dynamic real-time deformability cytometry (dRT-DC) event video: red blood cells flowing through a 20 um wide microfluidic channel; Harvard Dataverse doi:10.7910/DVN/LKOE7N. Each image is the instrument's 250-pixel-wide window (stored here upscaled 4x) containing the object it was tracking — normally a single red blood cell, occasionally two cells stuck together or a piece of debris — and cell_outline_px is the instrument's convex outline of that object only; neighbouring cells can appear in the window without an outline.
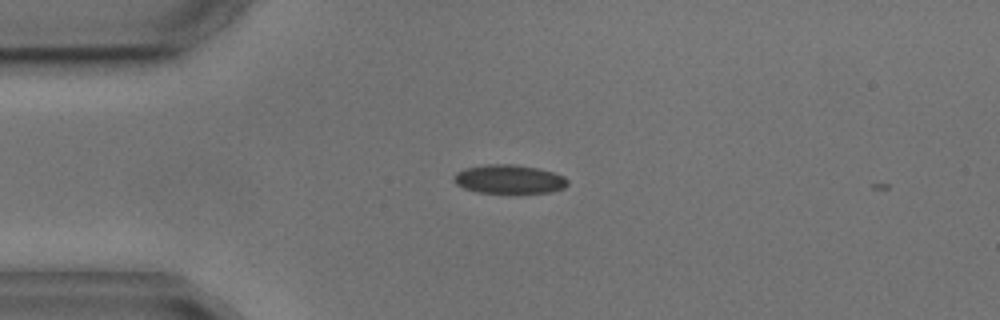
{"species": "common noctule bat (a hibernating species)", "species_latin": "Nyctalus noctula", "temperature_condition": "cold", "stored_images_in_passage": 4, "camera_frame_rate_fps": 3000, "um_per_image_px": 0.085, "animal": {"sex": "male", "body_mass_g": 17.9, "forearm_length_mm": 54.2}, "frame": {"image": 1, "passage_image": 1, "time_ms": 0.0, "image_size_px": [1000, 320], "cell_outline_px": [[568, 184], [564, 188], [552, 192], [476, 192], [464, 188], [456, 184], [452, 180], [452, 176], [456, 172], [464, 168], [488, 164], [512, 164], [536, 168], [552, 172], [564, 176], [568, 180]], "centroid_in_image_um": [43.24, 15.22], "position_along_channel_um": 41.8, "area_um2": 19.02}}